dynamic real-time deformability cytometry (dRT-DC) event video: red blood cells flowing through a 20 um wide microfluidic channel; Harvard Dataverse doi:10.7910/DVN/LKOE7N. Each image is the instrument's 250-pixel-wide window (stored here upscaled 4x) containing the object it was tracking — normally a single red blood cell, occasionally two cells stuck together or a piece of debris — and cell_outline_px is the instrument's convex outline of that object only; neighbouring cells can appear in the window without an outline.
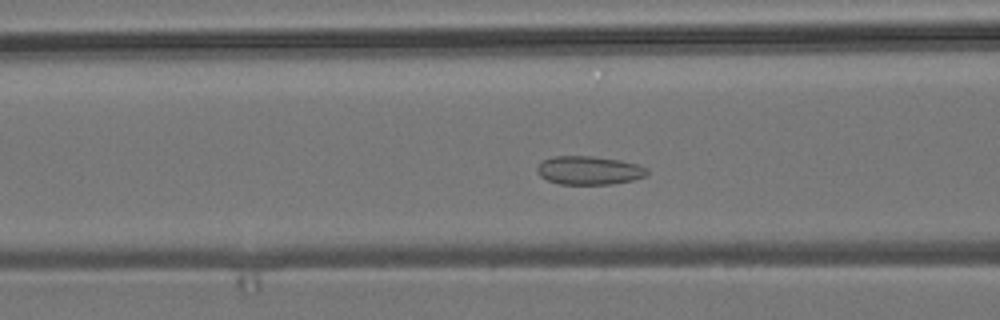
{"species": "common noctule bat (a hibernating species)", "species_latin": "Nyctalus noctula", "temperature_condition": "room temperature", "stored_images_in_passage": 10, "camera_frame_rate_fps": 3000, "um_per_image_px": 0.085, "animal": {"sex": "male", "body_mass_g": 19.2, "forearm_length_mm": 51.8}, "frame": {"image": 1, "passage_image": 7, "time_ms": 2.0, "image_size_px": [1000, 320], "cell_outline_px": [[648, 172], [644, 176], [632, 180], [612, 184], [560, 184], [548, 180], [540, 176], [536, 172], [536, 168], [544, 160], [552, 156], [592, 156], [620, 160], [636, 164], [648, 168]], "centroid_in_image_um": [50.05, 14.48], "position_along_channel_um": 116.5, "area_um2": 18.21}}